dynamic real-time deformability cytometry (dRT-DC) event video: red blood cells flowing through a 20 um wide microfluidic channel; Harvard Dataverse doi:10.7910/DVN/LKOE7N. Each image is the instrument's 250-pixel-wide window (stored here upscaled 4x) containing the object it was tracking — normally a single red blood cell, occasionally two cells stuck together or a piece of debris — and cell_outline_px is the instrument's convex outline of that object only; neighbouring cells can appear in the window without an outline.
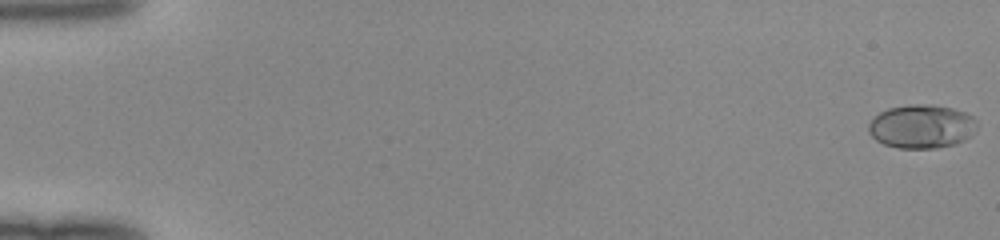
{"species": "human", "species_latin": "Homo sapiens", "temperature_condition": "room temperature", "stored_images_in_passage": 50, "camera_frame_rate_fps": 3000, "um_per_image_px": 0.085, "donor": {"sex": "female"}, "frame": {"image": 1, "passage_image": 1, "time_ms": 0.0, "image_size_px": [1000, 240], "cell_outline_px": [[976, 128], [972, 136], [956, 144], [936, 148], [900, 148], [884, 144], [876, 140], [868, 132], [868, 124], [872, 116], [888, 108], [908, 104], [932, 104], [952, 108], [964, 112], [972, 116], [976, 120]], "centroid_in_image_um": [78.32, 10.74], "position_along_channel_um": 6.7, "area_um2": 27.92}}
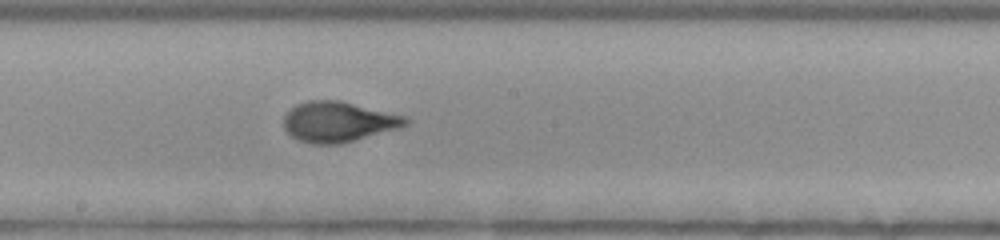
{"frame": {"image": 2, "passage_image": 29, "time_ms": 9.333, "image_size_px": [1000, 240], "cell_outline_px": [[412, 120], [408, 124], [400, 128], [340, 144], [312, 144], [296, 140], [284, 128], [284, 116], [296, 104], [308, 100], [340, 100], [408, 116]], "centroid_in_image_um": [28.8, 10.35], "position_along_channel_um": 219.4, "area_um2": 28.96}}
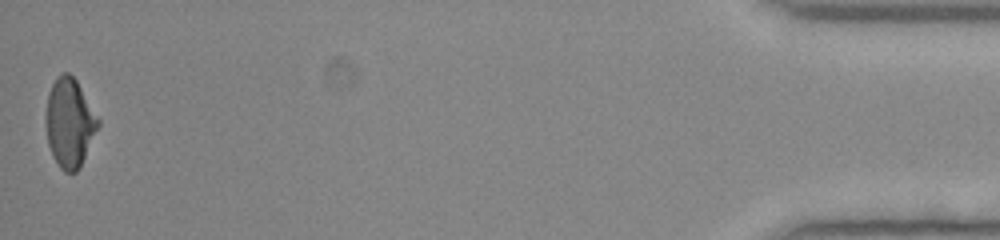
{"frame": {"image": 3, "passage_image": 50, "time_ms": 16.333, "image_size_px": [1000, 240], "cell_outline_px": [[100, 124], [80, 168], [76, 172], [64, 172], [60, 168], [52, 156], [48, 144], [44, 116], [48, 92], [56, 76], [60, 72], [68, 72], [76, 80], [100, 120]], "centroid_in_image_um": [5.89, 10.43], "position_along_channel_um": 429.3, "area_um2": 27.4}}